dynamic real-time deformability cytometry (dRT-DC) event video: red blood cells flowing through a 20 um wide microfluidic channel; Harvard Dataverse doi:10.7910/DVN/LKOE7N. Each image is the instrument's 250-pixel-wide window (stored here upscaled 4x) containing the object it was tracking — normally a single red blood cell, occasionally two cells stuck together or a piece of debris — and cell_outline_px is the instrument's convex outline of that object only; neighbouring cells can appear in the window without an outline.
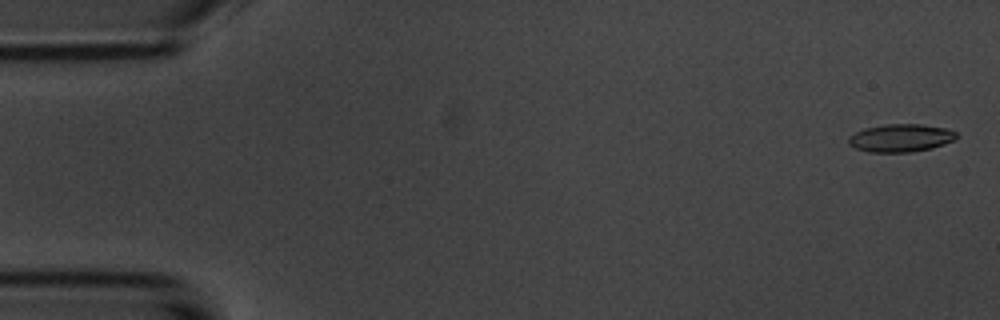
{"species": "common noctule bat (a hibernating species)", "species_latin": "Nyctalus noctula", "temperature_condition": "room temperature", "stored_images_in_passage": 55, "camera_frame_rate_fps": 3000, "um_per_image_px": 0.085, "animal": {"sex": "male", "body_mass_g": 20.1, "forearm_length_mm": 53.5}, "frame": {"image": 1, "passage_image": 2, "time_ms": 0.333, "image_size_px": [1000, 320], "cell_outline_px": [[956, 140], [932, 148], [912, 152], [868, 152], [856, 148], [848, 144], [848, 136], [864, 128], [884, 124], [924, 124], [944, 128], [956, 132]], "centroid_in_image_um": [76.55, 11.72], "position_along_channel_um": 8.5, "area_um2": 17.63}}
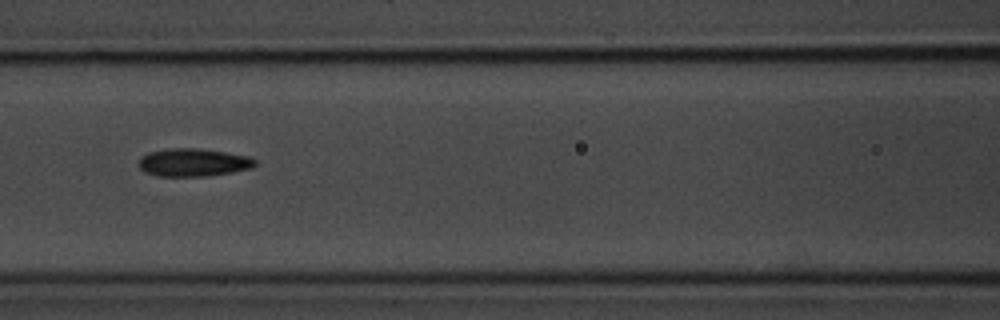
{"frame": {"image": 2, "passage_image": 24, "time_ms": 7.667, "image_size_px": [1000, 320], "cell_outline_px": [[256, 164], [252, 168], [232, 172], [204, 176], [156, 176], [144, 172], [136, 164], [140, 156], [148, 152], [168, 148], [196, 148], [224, 152], [248, 156], [256, 160]], "centroid_in_image_um": [16.36, 13.81], "position_along_channel_um": 150.2, "area_um2": 19.07}}
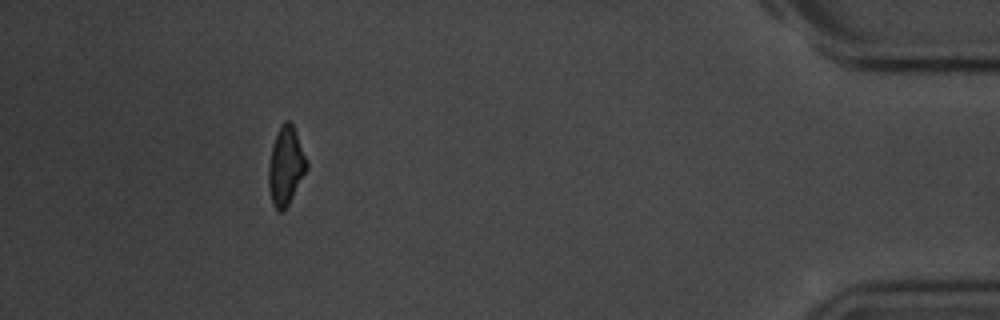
{"frame": {"image": 3, "passage_image": 50, "time_ms": 16.333, "image_size_px": [1000, 320], "cell_outline_px": [[308, 168], [288, 204], [280, 212], [272, 204], [268, 188], [268, 164], [272, 144], [276, 132], [280, 124], [284, 120], [288, 120], [292, 124], [296, 132], [308, 160]], "centroid_in_image_um": [24.28, 14.06], "position_along_channel_um": 410.9, "area_um2": 17.57}, "authors_computed_cell_mechanics": {"area_um2": 17.8602, "velocity_mm_per_s": 3.6982, "shape_relaxation_time_tau1_ms": 3.3423, "shape_relaxation_time_tau2_ms": 3.8124, "deformation_change_tau1": 0.1258, "deformation_change_tau2": 0.12}}